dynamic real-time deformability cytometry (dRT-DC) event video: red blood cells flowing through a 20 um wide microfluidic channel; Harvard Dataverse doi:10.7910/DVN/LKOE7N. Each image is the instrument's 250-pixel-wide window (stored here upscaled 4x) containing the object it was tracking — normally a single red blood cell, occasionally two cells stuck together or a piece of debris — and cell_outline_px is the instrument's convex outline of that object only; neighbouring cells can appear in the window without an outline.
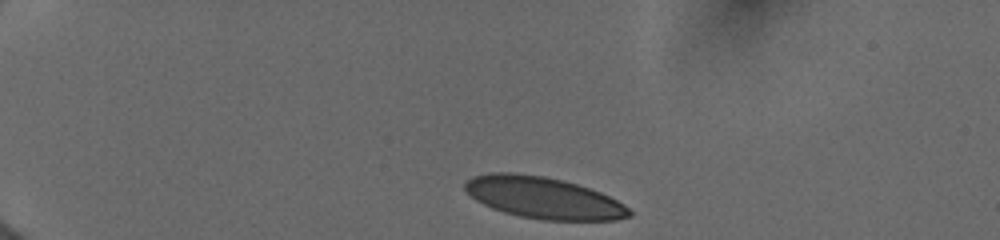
{"species": "human", "species_latin": "Homo sapiens", "temperature_condition": "cold", "stored_images_in_passage": 31, "camera_frame_rate_fps": 3000, "um_per_image_px": 0.085, "donor": {"sex": "female"}, "frame": {"image": 1, "passage_image": 1, "time_ms": 0.0, "image_size_px": [1000, 240], "cell_outline_px": [[632, 216], [616, 220], [544, 220], [520, 216], [504, 212], [492, 208], [476, 200], [464, 188], [464, 184], [472, 176], [488, 172], [512, 172], [544, 176], [564, 180], [600, 192], [624, 204], [632, 212]], "centroid_in_image_um": [46.19, 16.8], "position_along_channel_um": 38.8, "area_um2": 39.77}}
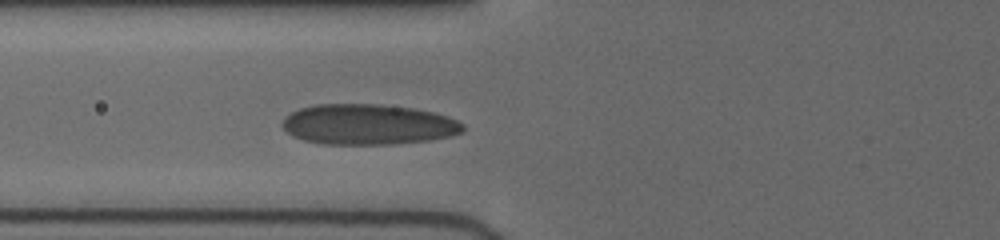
{"frame": {"image": 2, "passage_image": 20, "time_ms": 3.333, "image_size_px": [1000, 240], "cell_outline_px": [[464, 132], [452, 136], [428, 140], [392, 144], [324, 144], [304, 140], [292, 136], [280, 124], [284, 116], [300, 108], [316, 104], [380, 104], [412, 108], [436, 112], [448, 116], [464, 124]], "centroid_in_image_um": [31.3, 10.57], "position_along_channel_um": 94.5, "area_um2": 42.89}}
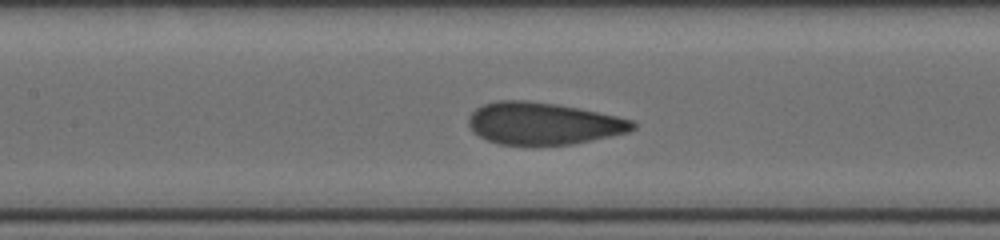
{"frame": {"image": 3, "passage_image": 27, "time_ms": 5.0, "image_size_px": [1000, 240], "cell_outline_px": [[636, 128], [628, 132], [572, 144], [536, 148], [500, 144], [488, 140], [472, 132], [468, 124], [468, 116], [476, 108], [484, 104], [496, 100], [524, 100], [556, 104], [580, 108], [616, 116], [632, 120], [636, 124]], "centroid_in_image_um": [46.13, 10.53], "position_along_channel_um": 161.3, "area_um2": 41.1}}